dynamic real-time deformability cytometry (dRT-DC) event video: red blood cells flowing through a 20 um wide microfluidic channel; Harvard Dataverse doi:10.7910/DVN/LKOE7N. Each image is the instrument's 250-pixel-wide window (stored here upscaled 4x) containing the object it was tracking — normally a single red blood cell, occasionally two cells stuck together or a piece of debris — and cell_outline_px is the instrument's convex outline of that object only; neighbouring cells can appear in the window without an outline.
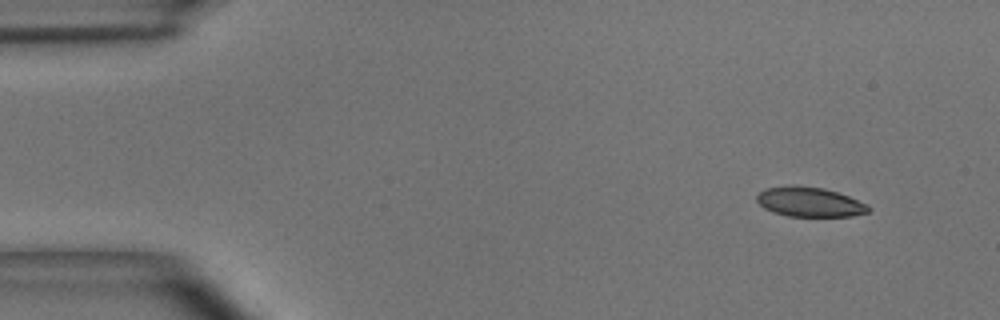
{"species": "common noctule bat (a hibernating species)", "species_latin": "Nyctalus noctula", "temperature_condition": "room temperature", "stored_images_in_passage": 47, "camera_frame_rate_fps": 3000, "um_per_image_px": 0.085, "animal": {"sex": "male", "body_mass_g": 15.6}, "frame": {"image": 1, "passage_image": 1, "time_ms": 0.0, "image_size_px": [1000, 320], "cell_outline_px": [[872, 208], [868, 212], [852, 216], [788, 216], [772, 212], [764, 208], [756, 200], [756, 196], [764, 188], [788, 184], [792, 184], [824, 188], [848, 196], [868, 204]], "centroid_in_image_um": [68.79, 17.15], "position_along_channel_um": 16.2, "area_um2": 19.54}}
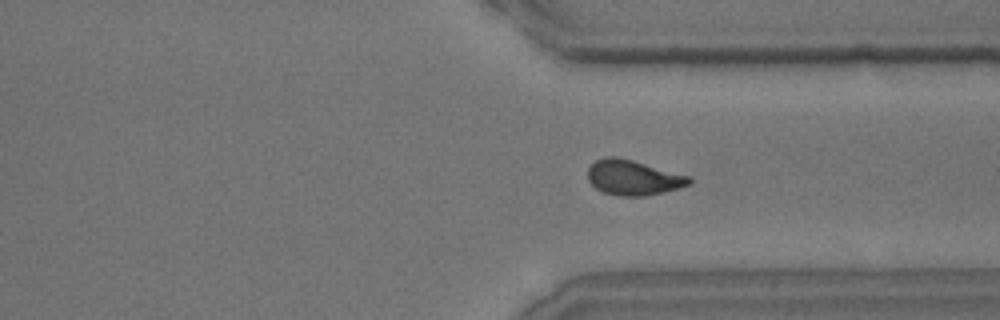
{"frame": {"image": 2, "passage_image": 37, "time_ms": 12.0, "image_size_px": [1000, 320], "cell_outline_px": [[692, 184], [664, 192], [644, 196], [620, 196], [604, 192], [596, 188], [588, 180], [588, 168], [596, 160], [604, 156], [616, 156], [632, 160], [692, 176]], "centroid_in_image_um": [53.85, 15.09], "position_along_channel_um": 357.5, "area_um2": 20.87}}
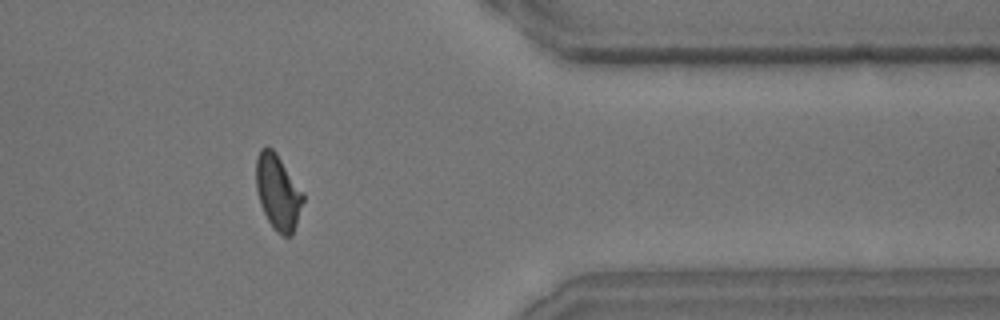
{"frame": {"image": 3, "passage_image": 41, "time_ms": 13.333, "image_size_px": [1000, 320], "cell_outline_px": [[304, 200], [292, 236], [284, 236], [268, 220], [260, 204], [256, 188], [256, 156], [260, 148], [272, 148], [276, 152], [304, 196]], "centroid_in_image_um": [23.6, 16.31], "position_along_channel_um": 387.8, "area_um2": 20.06}}